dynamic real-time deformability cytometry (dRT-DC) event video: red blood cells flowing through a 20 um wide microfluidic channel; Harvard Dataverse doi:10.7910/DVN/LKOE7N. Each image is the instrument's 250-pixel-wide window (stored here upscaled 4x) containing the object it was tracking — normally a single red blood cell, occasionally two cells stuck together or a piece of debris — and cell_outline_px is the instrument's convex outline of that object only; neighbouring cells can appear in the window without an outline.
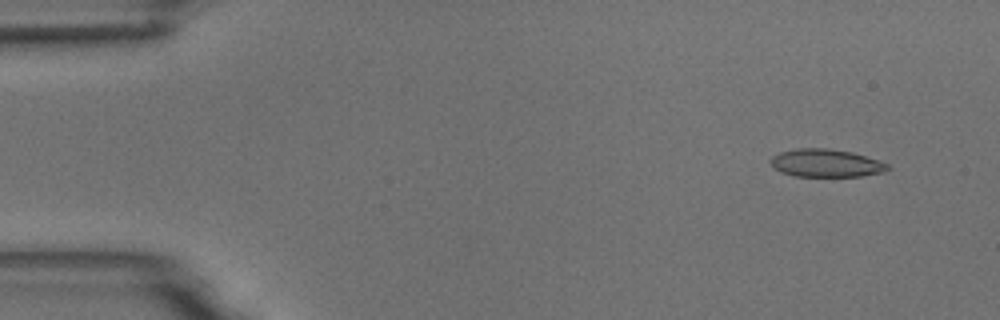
{"species": "common noctule bat (a hibernating species)", "species_latin": "Nyctalus noctula", "temperature_condition": "room temperature", "stored_images_in_passage": 7, "camera_frame_rate_fps": 3000, "um_per_image_px": 0.085, "animal": {"sex": "male", "body_mass_g": 18.8}, "frame": {"image": 1, "passage_image": 1, "time_ms": 0.0, "image_size_px": [1000, 320], "cell_outline_px": [[888, 168], [884, 172], [860, 176], [796, 176], [780, 172], [772, 168], [768, 160], [772, 156], [780, 152], [796, 148], [828, 148], [852, 152], [888, 164]], "centroid_in_image_um": [70.12, 13.86], "position_along_channel_um": 14.9, "area_um2": 19.02}}
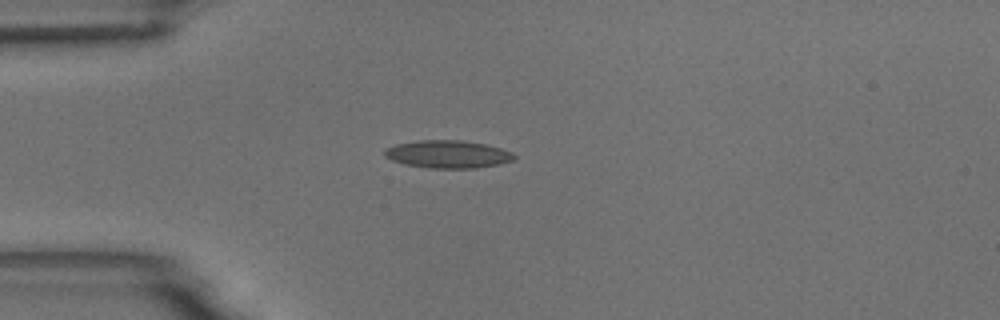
{"frame": {"image": 2, "passage_image": 4, "time_ms": 3.333, "image_size_px": [1000, 320], "cell_outline_px": [[516, 156], [512, 160], [500, 164], [476, 168], [428, 168], [404, 164], [392, 160], [384, 156], [384, 152], [388, 148], [396, 144], [416, 140], [460, 140], [488, 144], [512, 152]], "centroid_in_image_um": [38.08, 13.1], "position_along_channel_um": 46.9, "area_um2": 20.98}}